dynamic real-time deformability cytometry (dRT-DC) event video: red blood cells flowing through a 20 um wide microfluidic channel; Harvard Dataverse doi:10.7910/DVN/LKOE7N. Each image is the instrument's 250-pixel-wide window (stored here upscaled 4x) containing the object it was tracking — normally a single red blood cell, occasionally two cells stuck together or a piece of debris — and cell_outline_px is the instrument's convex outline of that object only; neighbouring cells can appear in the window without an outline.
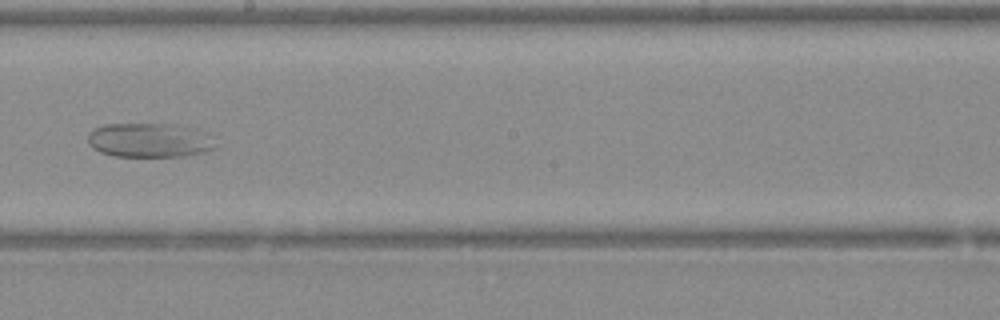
{"species": "Egyptian fruit bat (a non-hibernating species)", "species_latin": "Rousettus aegyptiacus", "temperature_condition": "warm", "stored_images_in_passage": 41, "camera_frame_rate_fps": 3000, "um_per_image_px": 0.085, "animal": {"sex": "female"}, "frame": {"image": 1, "passage_image": 20, "time_ms": 6.333, "image_size_px": [1000, 320], "cell_outline_px": [[216, 148], [204, 152], [184, 156], [116, 156], [100, 152], [92, 148], [88, 144], [88, 132], [104, 124], [184, 124], [208, 132], [216, 136]], "centroid_in_image_um": [12.8, 11.9], "position_along_channel_um": 235.4, "area_um2": 26.18}}
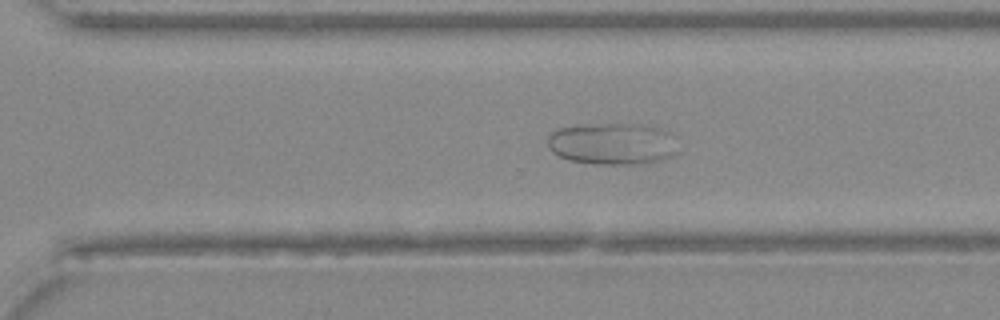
{"frame": {"image": 2, "passage_image": 26, "time_ms": 8.333, "image_size_px": [1000, 320], "cell_outline_px": [[676, 152], [660, 160], [632, 164], [596, 164], [568, 160], [552, 152], [548, 144], [548, 136], [552, 132], [560, 128], [596, 124], [640, 124], [672, 132]], "centroid_in_image_um": [52.03, 12.22], "position_along_channel_um": 318.6, "area_um2": 31.27}}
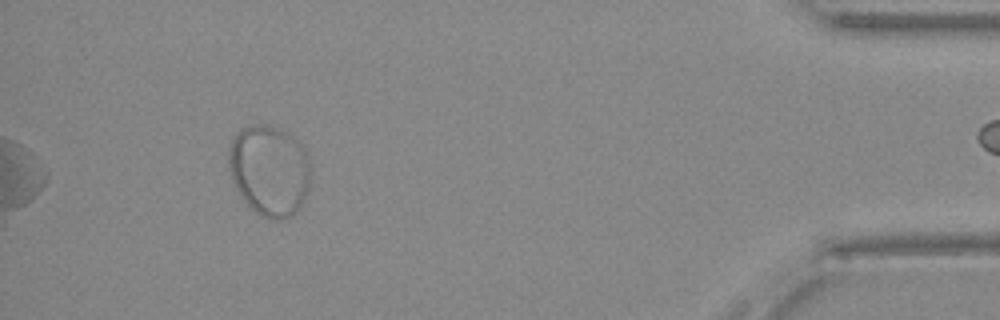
{"frame": {"image": 3, "passage_image": 37, "time_ms": 12.0, "image_size_px": [1000, 320], "cell_outline_px": [[308, 192], [300, 208], [292, 216], [280, 220], [272, 220], [260, 216], [244, 200], [236, 188], [232, 180], [228, 168], [228, 152], [232, 136], [240, 128], [252, 124], [256, 124], [280, 128], [288, 132], [300, 144], [308, 156]], "centroid_in_image_um": [22.86, 14.48], "position_along_channel_um": 412.3, "area_um2": 43.64}}